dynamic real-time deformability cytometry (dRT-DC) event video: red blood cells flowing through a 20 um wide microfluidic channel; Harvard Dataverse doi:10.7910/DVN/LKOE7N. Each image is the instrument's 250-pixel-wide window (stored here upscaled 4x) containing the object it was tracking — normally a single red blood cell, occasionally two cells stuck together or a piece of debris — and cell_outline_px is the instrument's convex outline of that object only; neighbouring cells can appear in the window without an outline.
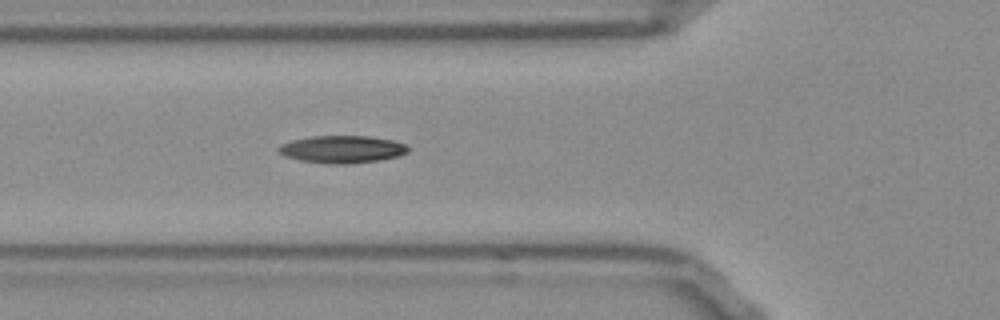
{"species": "Egyptian fruit bat (a non-hibernating species)", "species_latin": "Rousettus aegyptiacus", "temperature_condition": "room temperature", "stored_images_in_passage": 17, "camera_frame_rate_fps": 3000, "um_per_image_px": 0.085, "frame": {"image": 1, "passage_image": 8, "time_ms": 2.333, "image_size_px": [1000, 320], "cell_outline_px": [[412, 148], [408, 152], [396, 156], [380, 160], [348, 164], [324, 164], [300, 160], [284, 156], [276, 148], [280, 144], [292, 140], [312, 136], [368, 136], [392, 140], [404, 144]], "centroid_in_image_um": [29.06, 12.69], "position_along_channel_um": 96.7, "area_um2": 20.81}}
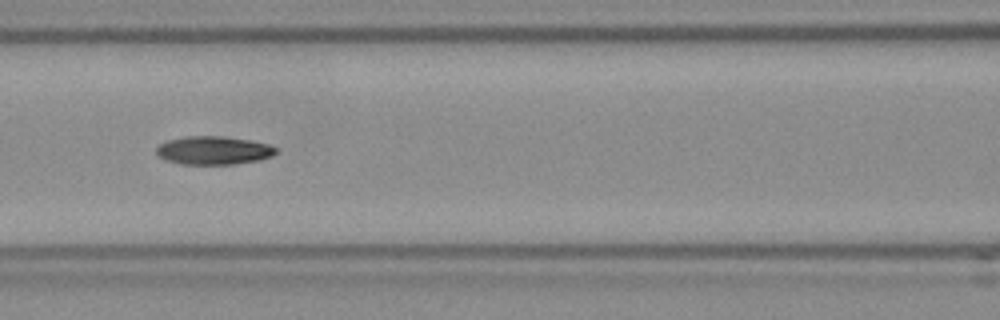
{"frame": {"image": 2, "passage_image": 12, "time_ms": 3.667, "image_size_px": [1000, 320], "cell_outline_px": [[280, 148], [272, 156], [256, 160], [232, 164], [180, 164], [164, 160], [156, 156], [156, 148], [160, 144], [168, 140], [184, 136], [224, 136], [248, 140], [268, 144]], "centroid_in_image_um": [18.11, 12.78], "position_along_channel_um": 148.5, "area_um2": 19.83}}